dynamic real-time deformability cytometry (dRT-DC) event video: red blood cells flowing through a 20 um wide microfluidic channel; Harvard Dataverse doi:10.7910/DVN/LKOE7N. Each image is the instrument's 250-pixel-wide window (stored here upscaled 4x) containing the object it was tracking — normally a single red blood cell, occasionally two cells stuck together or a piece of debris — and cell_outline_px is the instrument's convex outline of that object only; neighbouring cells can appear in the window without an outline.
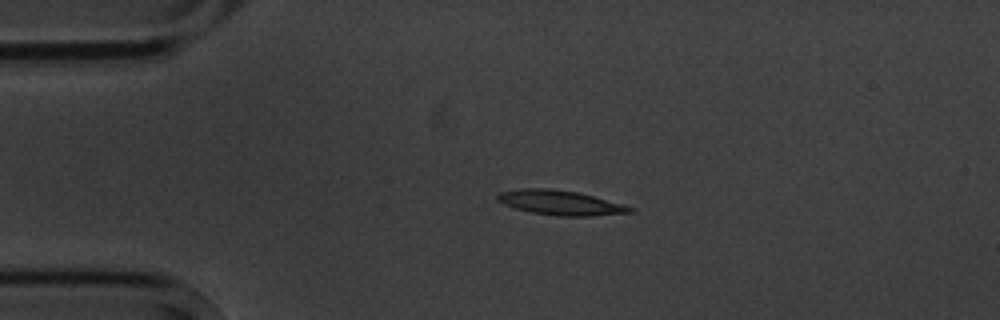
{"species": "common noctule bat (a hibernating species)", "species_latin": "Nyctalus noctula", "temperature_condition": "cold", "stored_images_in_passage": 5, "camera_frame_rate_fps": 3000, "um_per_image_px": 0.085, "animal": {"sex": "male", "body_mass_g": 20.1, "forearm_length_mm": 53.5}, "frame": {"image": 1, "passage_image": 3, "time_ms": 2.333, "image_size_px": [1000, 320], "cell_outline_px": [[636, 212], [592, 216], [560, 216], [532, 212], [516, 208], [504, 204], [496, 200], [496, 196], [500, 192], [524, 188], [548, 188], [576, 192], [624, 204], [636, 208]], "centroid_in_image_um": [47.68, 17.23], "position_along_channel_um": 37.3, "area_um2": 18.96}}